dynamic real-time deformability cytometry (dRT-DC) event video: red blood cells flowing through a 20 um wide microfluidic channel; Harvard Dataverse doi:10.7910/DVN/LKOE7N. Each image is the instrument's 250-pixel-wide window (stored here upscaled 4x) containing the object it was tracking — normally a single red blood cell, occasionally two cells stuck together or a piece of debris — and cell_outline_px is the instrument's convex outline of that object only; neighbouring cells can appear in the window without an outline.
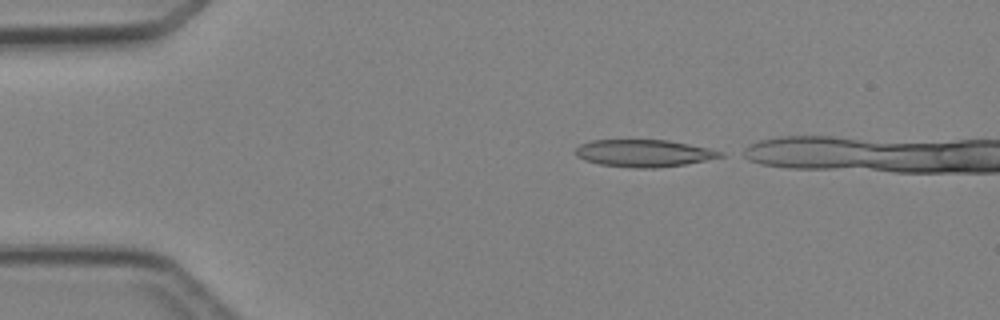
{"species": "Egyptian fruit bat (a non-hibernating species)", "species_latin": "Rousettus aegyptiacus", "temperature_condition": "cold", "stored_images_in_passage": 4, "camera_frame_rate_fps": 3000, "um_per_image_px": 0.085, "animal": {"sex": "female"}, "frame": {"image": 1, "passage_image": 1, "time_ms": 0.0, "image_size_px": [1000, 320], "cell_outline_px": [[724, 156], [684, 164], [656, 168], [636, 168], [600, 164], [584, 160], [576, 156], [576, 148], [580, 144], [592, 140], [668, 140], [712, 148], [724, 152]], "centroid_in_image_um": [54.74, 13.01], "position_along_channel_um": 30.3, "area_um2": 22.95}}
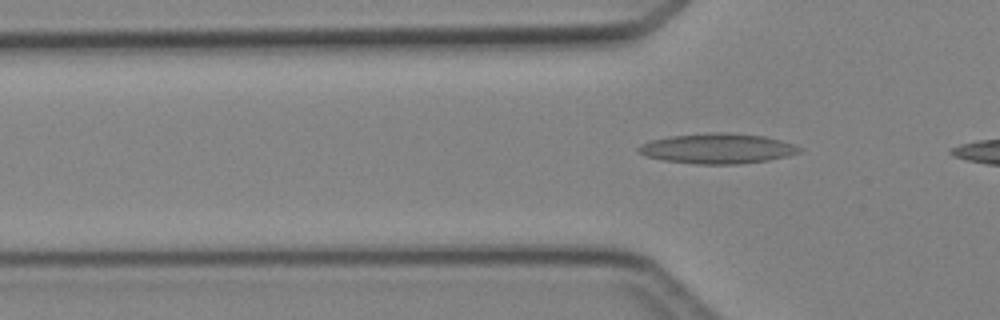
{"frame": {"image": 2, "passage_image": 4, "time_ms": 3.667, "image_size_px": [1000, 320], "cell_outline_px": [[804, 148], [800, 152], [788, 156], [768, 160], [736, 164], [696, 164], [664, 160], [648, 156], [636, 152], [636, 148], [640, 144], [652, 140], [672, 136], [712, 132], [728, 132], [764, 136], [780, 140]], "centroid_in_image_um": [60.99, 12.62], "position_along_channel_um": 64.8, "area_um2": 28.21}}